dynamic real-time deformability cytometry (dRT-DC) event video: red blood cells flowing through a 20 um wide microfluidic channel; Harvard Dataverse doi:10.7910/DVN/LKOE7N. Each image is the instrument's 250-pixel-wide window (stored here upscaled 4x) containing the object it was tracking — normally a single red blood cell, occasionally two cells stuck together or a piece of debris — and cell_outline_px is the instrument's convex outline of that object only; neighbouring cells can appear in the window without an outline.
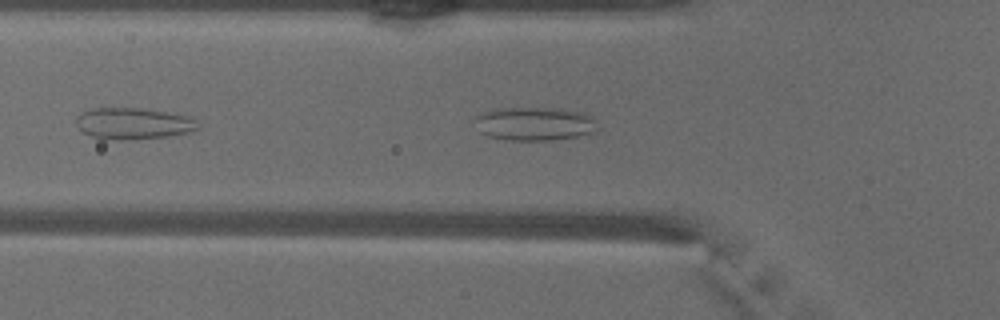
{"species": "common noctule bat (a hibernating species)", "species_latin": "Nyctalus noctula", "temperature_condition": "warm", "stored_images_in_passage": 35, "camera_frame_rate_fps": 3000, "um_per_image_px": 0.085, "animal": {"sex": "male", "body_mass_g": 18.8}, "frame": {"image": 1, "passage_image": 5, "time_ms": 1.333, "image_size_px": [1000, 320], "cell_outline_px": [[600, 128], [596, 132], [576, 136], [552, 140], [504, 140], [488, 136], [480, 132], [472, 120], [476, 116], [492, 108], [560, 108], [584, 112], [592, 116], [596, 120]], "centroid_in_image_um": [45.45, 10.51], "position_along_channel_um": 80.3, "area_um2": 24.51}}
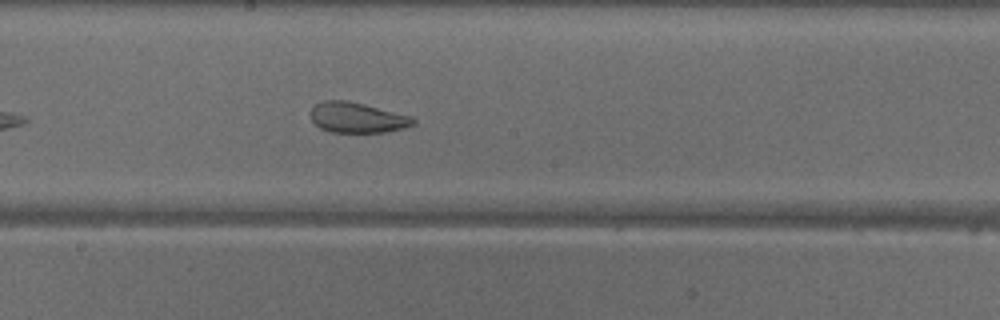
{"frame": {"image": 2, "passage_image": 15, "time_ms": 4.667, "image_size_px": [1000, 320], "cell_outline_px": [[416, 120], [412, 124], [400, 128], [384, 132], [332, 132], [320, 128], [312, 120], [312, 108], [316, 104], [324, 100], [348, 100], [412, 116]], "centroid_in_image_um": [30.34, 9.98], "position_along_channel_um": 217.9, "area_um2": 17.86}}
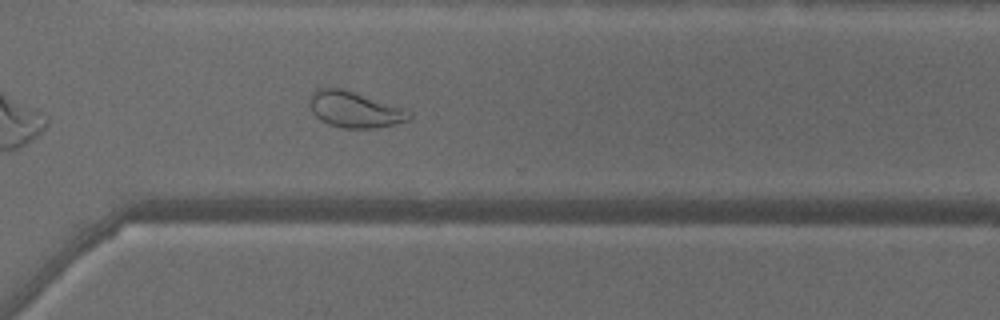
{"frame": {"image": 3, "passage_image": 24, "time_ms": 7.667, "image_size_px": [1000, 320], "cell_outline_px": [[412, 116], [408, 120], [396, 124], [376, 128], [344, 128], [328, 124], [320, 120], [312, 112], [308, 100], [312, 92], [316, 88], [340, 88], [404, 108], [412, 112]], "centroid_in_image_um": [30.13, 9.32], "position_along_channel_um": 340.5, "area_um2": 20.87}, "authors_computed_cell_mechanics": {"area_um2": 20.8658, "velocity_mm_per_s": 4.0917, "shape_relaxation_time_tau1_ms": null, "shape_relaxation_time_tau2_ms": 1.4499, "deformation_change_tau1": null, "deformation_change_tau2": 0.0735}}